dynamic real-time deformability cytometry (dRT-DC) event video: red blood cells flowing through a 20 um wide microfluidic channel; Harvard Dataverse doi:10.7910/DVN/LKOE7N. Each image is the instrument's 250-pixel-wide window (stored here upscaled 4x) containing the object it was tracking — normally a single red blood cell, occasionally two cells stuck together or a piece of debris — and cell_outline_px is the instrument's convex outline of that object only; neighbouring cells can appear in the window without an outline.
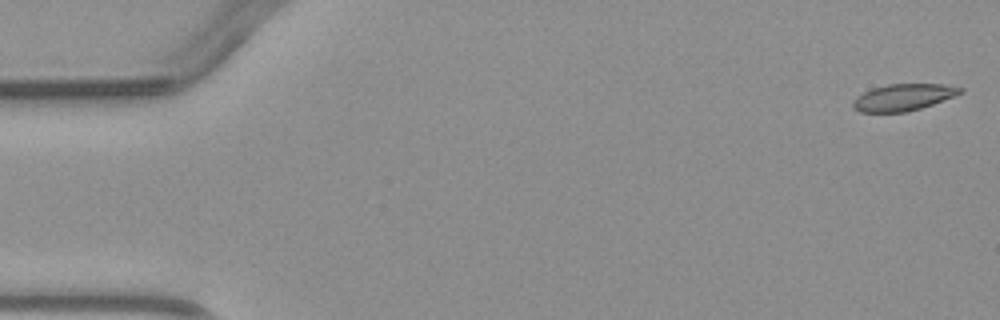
{"species": "common noctule bat (a hibernating species)", "species_latin": "Nyctalus noctula", "temperature_condition": "warm", "stored_images_in_passage": 8, "camera_frame_rate_fps": 3000, "um_per_image_px": 0.085, "animal": {"sex": "male", "body_mass_g": 23.1, "forearm_length_mm": 52.7}, "frame": {"image": 1, "passage_image": 1, "time_ms": 0.0, "image_size_px": [1000, 320], "cell_outline_px": [[964, 92], [932, 104], [908, 112], [860, 112], [852, 108], [852, 100], [856, 96], [872, 88], [888, 84], [944, 84], [964, 88]], "centroid_in_image_um": [76.75, 8.27], "position_along_channel_um": 8.3, "area_um2": 16.76}}
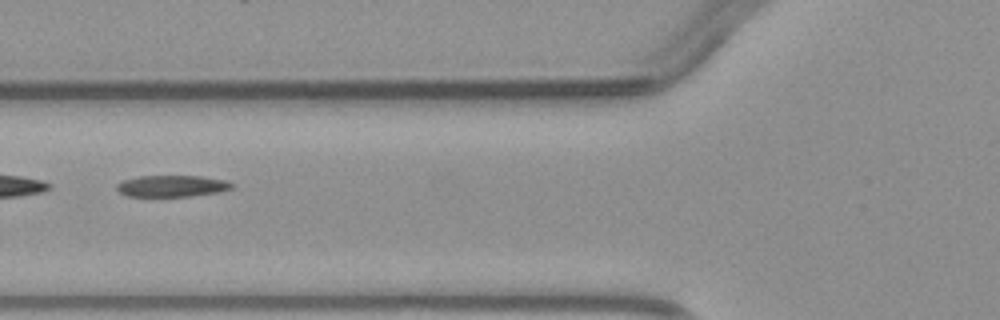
{"frame": {"image": 2, "passage_image": 7, "time_ms": 8.0, "image_size_px": [1000, 320], "cell_outline_px": [[236, 184], [232, 188], [220, 192], [188, 196], [128, 196], [120, 192], [116, 188], [116, 184], [124, 180], [140, 176], [200, 176], [224, 180]], "centroid_in_image_um": [14.64, 15.81], "position_along_channel_um": 111.2, "area_um2": 14.33}}
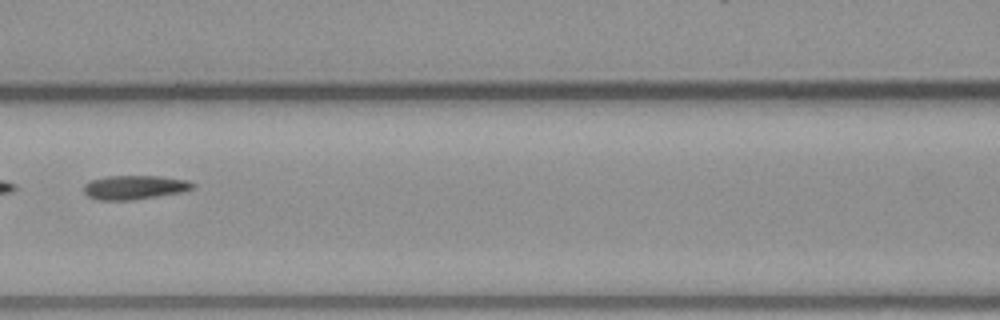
{"frame": {"image": 3, "passage_image": 8, "time_ms": 9.0, "image_size_px": [1000, 320], "cell_outline_px": [[196, 188], [184, 192], [132, 200], [96, 200], [88, 196], [84, 192], [84, 184], [88, 180], [104, 176], [160, 176], [188, 180], [196, 184]], "centroid_in_image_um": [11.45, 15.92], "position_along_channel_um": 155.1, "area_um2": 15.61}}